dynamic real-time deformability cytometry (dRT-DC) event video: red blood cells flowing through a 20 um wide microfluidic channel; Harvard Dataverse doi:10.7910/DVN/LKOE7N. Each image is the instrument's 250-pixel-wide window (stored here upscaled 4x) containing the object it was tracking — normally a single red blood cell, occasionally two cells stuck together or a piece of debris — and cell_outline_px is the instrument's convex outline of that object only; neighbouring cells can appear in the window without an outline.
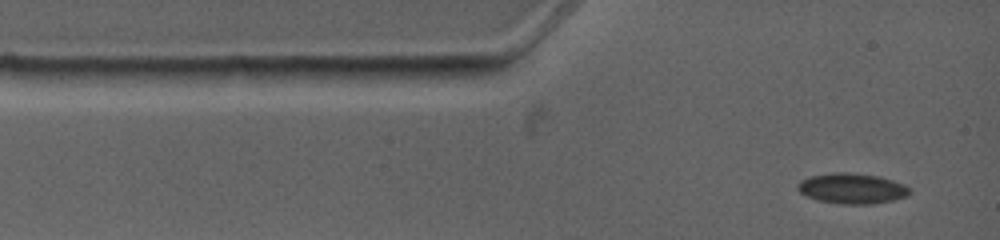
{"species": "common noctule bat (a hibernating species)", "species_latin": "Nyctalus noctula", "temperature_condition": "warm", "stored_images_in_passage": 3, "camera_frame_rate_fps": 4500, "um_per_image_px": 0.085, "animal": {"sex": "female", "body_mass_g": 19.0, "forearm_length_mm": 53.3}, "frame": {"image": 1, "passage_image": 1, "time_ms": 0.0, "image_size_px": [1000, 240], "cell_outline_px": [[908, 196], [892, 200], [872, 204], [844, 204], [820, 200], [808, 196], [800, 192], [796, 188], [800, 180], [812, 176], [832, 172], [848, 172], [880, 176], [904, 184], [908, 188]], "centroid_in_image_um": [72.42, 16.01], "position_along_channel_um": 12.6, "area_um2": 19.65}}
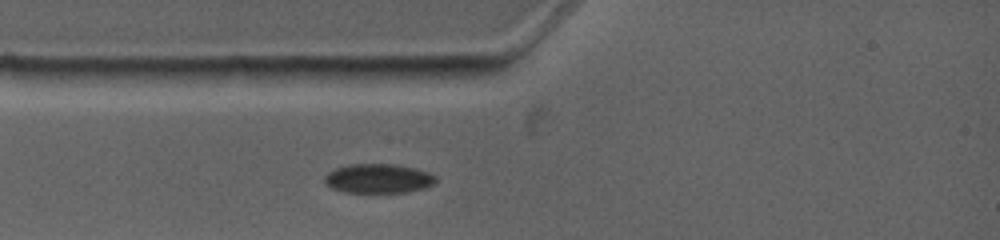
{"frame": {"image": 2, "passage_image": 3, "time_ms": 1.778, "image_size_px": [1000, 240], "cell_outline_px": [[436, 180], [432, 184], [424, 188], [408, 192], [344, 192], [332, 188], [324, 180], [324, 176], [328, 172], [336, 168], [348, 164], [392, 164], [412, 168], [428, 172], [436, 176]], "centroid_in_image_um": [32.14, 15.17], "position_along_channel_um": 52.9, "area_um2": 18.79}}